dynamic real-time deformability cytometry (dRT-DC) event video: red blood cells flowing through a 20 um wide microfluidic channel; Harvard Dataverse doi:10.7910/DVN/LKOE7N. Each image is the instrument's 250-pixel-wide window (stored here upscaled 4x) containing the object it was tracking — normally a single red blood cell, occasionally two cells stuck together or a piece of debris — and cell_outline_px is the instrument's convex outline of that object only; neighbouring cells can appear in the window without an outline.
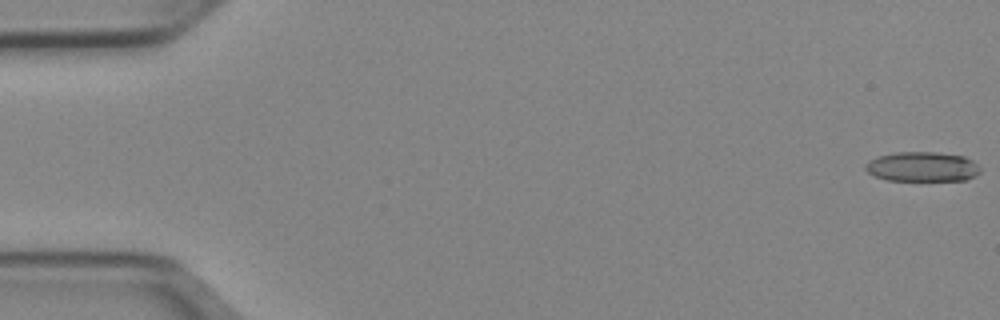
{"species": "Egyptian fruit bat (a non-hibernating species)", "species_latin": "Rousettus aegyptiacus", "temperature_condition": "cold", "stored_images_in_passage": 15, "camera_frame_rate_fps": 3000, "um_per_image_px": 0.085, "animal": {"sex": "female"}, "frame": {"image": 1, "passage_image": 1, "time_ms": 0.0, "image_size_px": [1000, 320], "cell_outline_px": [[980, 172], [976, 176], [964, 180], [888, 180], [876, 176], [868, 172], [864, 168], [864, 164], [868, 160], [876, 156], [896, 152], [936, 152], [964, 156], [972, 160], [980, 168]], "centroid_in_image_um": [78.37, 14.16], "position_along_channel_um": 6.6, "area_um2": 19.94}}
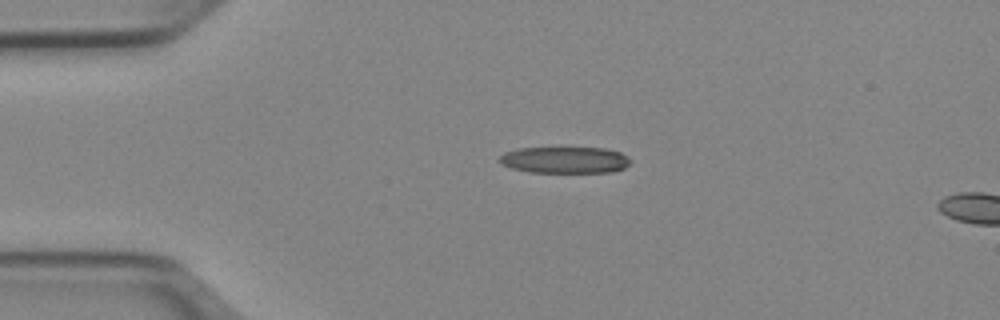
{"frame": {"image": 2, "passage_image": 12, "time_ms": 3.667, "image_size_px": [1000, 320], "cell_outline_px": [[632, 160], [624, 168], [612, 172], [528, 172], [512, 168], [500, 164], [500, 156], [504, 152], [520, 148], [604, 148], [620, 152], [628, 156]], "centroid_in_image_um": [48.02, 13.6], "position_along_channel_um": 37.0, "area_um2": 20.23}}